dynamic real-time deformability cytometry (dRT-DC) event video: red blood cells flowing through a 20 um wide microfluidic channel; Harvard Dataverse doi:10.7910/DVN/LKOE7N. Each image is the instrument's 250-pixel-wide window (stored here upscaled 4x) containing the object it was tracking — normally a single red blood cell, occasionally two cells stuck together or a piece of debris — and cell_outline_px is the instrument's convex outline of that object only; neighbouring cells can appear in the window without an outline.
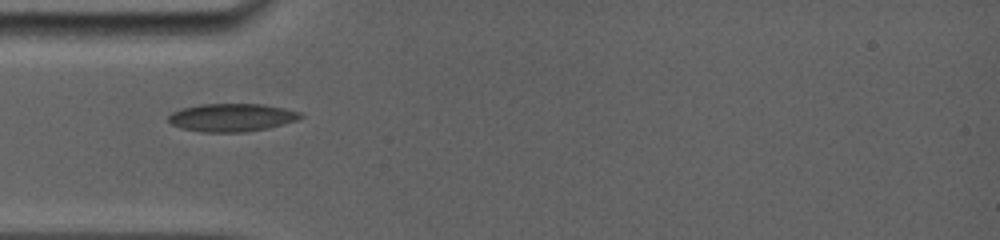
{"species": "common noctule bat (a hibernating species)", "species_latin": "Nyctalus noctula", "temperature_condition": "room temperature", "stored_images_in_passage": 8, "camera_frame_rate_fps": 5000, "um_per_image_px": 0.085, "animal": {"sex": "female", "body_mass_g": 19.0, "forearm_length_mm": 56.7}, "frame": {"image": 1, "passage_image": 1, "time_ms": 0.0, "image_size_px": [1000, 240], "cell_outline_px": [[304, 116], [296, 120], [284, 124], [268, 128], [244, 132], [200, 132], [180, 128], [172, 124], [168, 120], [168, 116], [172, 112], [184, 108], [200, 104], [264, 104], [284, 108], [300, 112]], "centroid_in_image_um": [19.7, 9.99], "position_along_channel_um": 65.3, "area_um2": 21.56}}
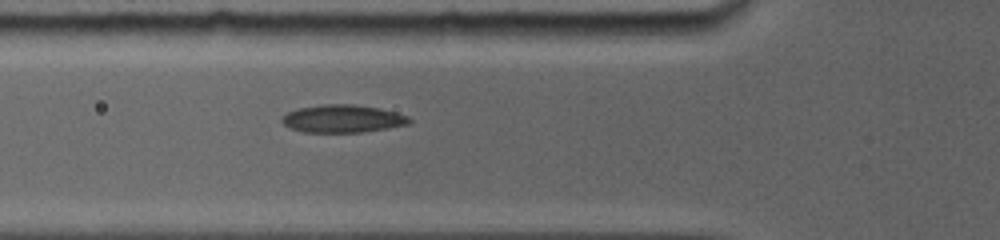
{"frame": {"image": 2, "passage_image": 7, "time_ms": 0.8, "image_size_px": [1000, 240], "cell_outline_px": [[412, 120], [408, 124], [388, 128], [360, 132], [304, 132], [292, 128], [284, 124], [280, 120], [280, 116], [288, 112], [300, 108], [324, 104], [356, 104], [380, 108], [396, 112], [408, 116]], "centroid_in_image_um": [29.13, 10.08], "position_along_channel_um": 96.7, "area_um2": 20.58}}